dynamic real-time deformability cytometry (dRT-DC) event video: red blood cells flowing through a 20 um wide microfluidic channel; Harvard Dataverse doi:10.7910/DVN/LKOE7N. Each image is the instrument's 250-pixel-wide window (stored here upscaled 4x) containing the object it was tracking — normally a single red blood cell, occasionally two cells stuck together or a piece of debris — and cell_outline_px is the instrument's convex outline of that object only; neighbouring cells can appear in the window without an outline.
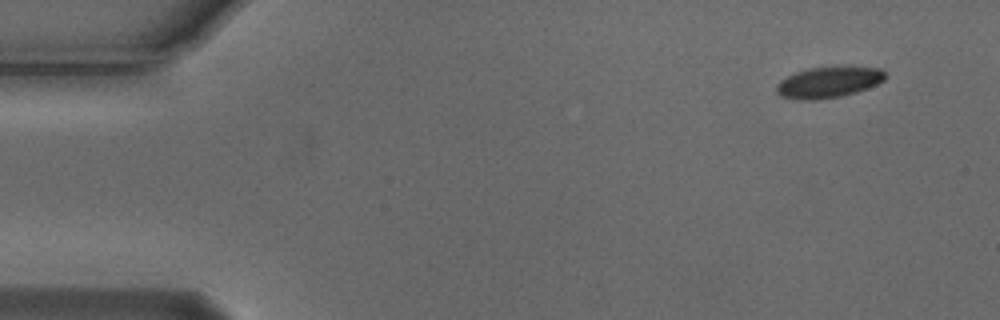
{"species": "Egyptian fruit bat (a non-hibernating species)", "species_latin": "Rousettus aegyptiacus", "temperature_condition": "cold", "stored_images_in_passage": 5, "camera_frame_rate_fps": 3000, "um_per_image_px": 0.085, "animal": {"sex": "male"}, "frame": {"image": 1, "passage_image": 1, "time_ms": 0.0, "image_size_px": [1000, 320], "cell_outline_px": [[888, 76], [884, 80], [868, 88], [856, 92], [840, 96], [816, 100], [800, 100], [780, 96], [776, 92], [776, 84], [780, 80], [796, 72], [808, 68], [840, 64], [852, 64], [884, 68]], "centroid_in_image_um": [70.51, 6.93], "position_along_channel_um": 14.5, "area_um2": 20.69}}
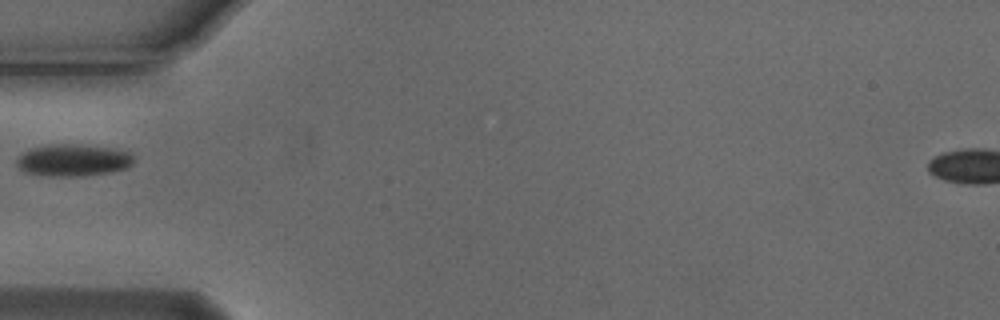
{"frame": {"image": 2, "passage_image": 4, "time_ms": 1.0, "image_size_px": [1000, 320], "cell_outline_px": [[132, 164], [128, 168], [108, 172], [84, 176], [48, 176], [28, 172], [20, 168], [16, 164], [16, 160], [28, 148], [44, 144], [68, 144], [116, 148], [128, 152], [132, 156]], "centroid_in_image_um": [6.2, 13.6], "position_along_channel_um": 78.8, "area_um2": 21.79}}
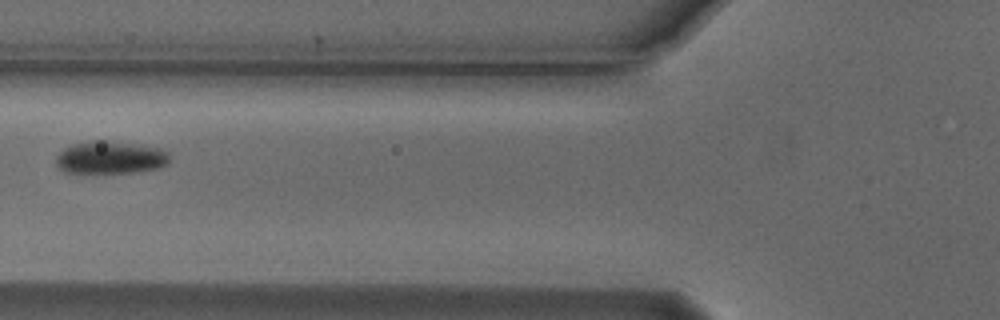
{"frame": {"image": 3, "passage_image": 5, "time_ms": 1.333, "image_size_px": [1000, 320], "cell_outline_px": [[168, 164], [156, 168], [136, 172], [64, 172], [56, 164], [56, 156], [64, 148], [72, 144], [92, 140], [104, 140], [160, 148], [168, 152]], "centroid_in_image_um": [9.36, 13.38], "position_along_channel_um": 116.4, "area_um2": 21.33}}